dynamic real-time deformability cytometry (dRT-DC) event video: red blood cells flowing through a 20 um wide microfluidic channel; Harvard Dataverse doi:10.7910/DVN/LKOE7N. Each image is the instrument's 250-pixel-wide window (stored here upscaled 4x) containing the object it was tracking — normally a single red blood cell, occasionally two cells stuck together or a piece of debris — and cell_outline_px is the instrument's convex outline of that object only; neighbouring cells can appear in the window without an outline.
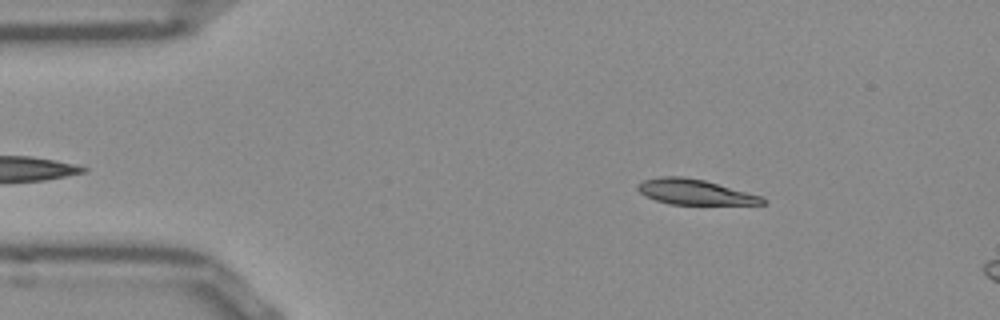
{"species": "Egyptian fruit bat (a non-hibernating species)", "species_latin": "Rousettus aegyptiacus", "temperature_condition": "room temperature", "stored_images_in_passage": 10, "camera_frame_rate_fps": 3000, "um_per_image_px": 0.085, "frame": {"image": 1, "passage_image": 5, "time_ms": 1.333, "image_size_px": [1000, 320], "cell_outline_px": [[768, 200], [764, 204], [668, 204], [656, 200], [640, 192], [636, 188], [636, 184], [644, 180], [660, 176], [684, 176], [704, 180], [760, 196]], "centroid_in_image_um": [59.02, 16.31], "position_along_channel_um": 26.0, "area_um2": 18.15}}